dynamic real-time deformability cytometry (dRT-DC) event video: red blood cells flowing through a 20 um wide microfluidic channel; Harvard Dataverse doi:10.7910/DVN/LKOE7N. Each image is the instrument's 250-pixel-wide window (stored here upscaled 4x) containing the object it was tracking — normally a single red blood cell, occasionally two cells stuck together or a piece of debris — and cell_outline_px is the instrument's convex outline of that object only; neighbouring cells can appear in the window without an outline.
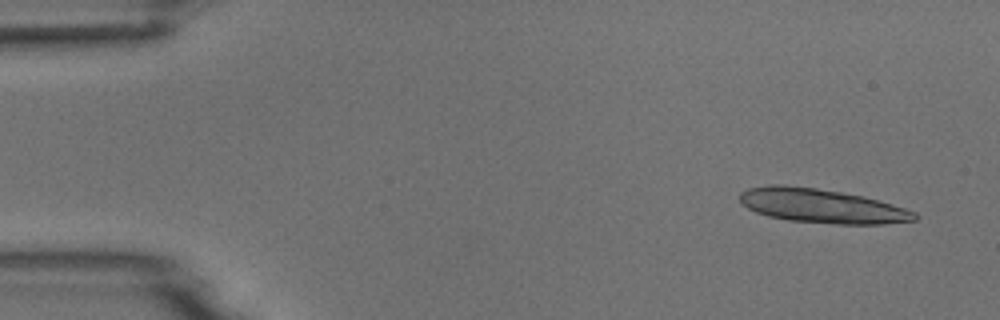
{"species": "common noctule bat (a hibernating species)", "species_latin": "Nyctalus noctula", "temperature_condition": "room temperature", "stored_images_in_passage": 4, "camera_frame_rate_fps": 3000, "um_per_image_px": 0.085, "animal": {"sex": "male", "body_mass_g": 18.8}, "frame": {"image": 1, "passage_image": 1, "time_ms": 0.0, "image_size_px": [1000, 320], "cell_outline_px": [[920, 216], [916, 220], [884, 224], [836, 224], [788, 220], [768, 216], [756, 212], [740, 204], [740, 192], [748, 188], [772, 184], [784, 184], [816, 188], [864, 196], [904, 208], [916, 212]], "centroid_in_image_um": [69.83, 17.5], "position_along_channel_um": 15.2, "area_um2": 34.85}}